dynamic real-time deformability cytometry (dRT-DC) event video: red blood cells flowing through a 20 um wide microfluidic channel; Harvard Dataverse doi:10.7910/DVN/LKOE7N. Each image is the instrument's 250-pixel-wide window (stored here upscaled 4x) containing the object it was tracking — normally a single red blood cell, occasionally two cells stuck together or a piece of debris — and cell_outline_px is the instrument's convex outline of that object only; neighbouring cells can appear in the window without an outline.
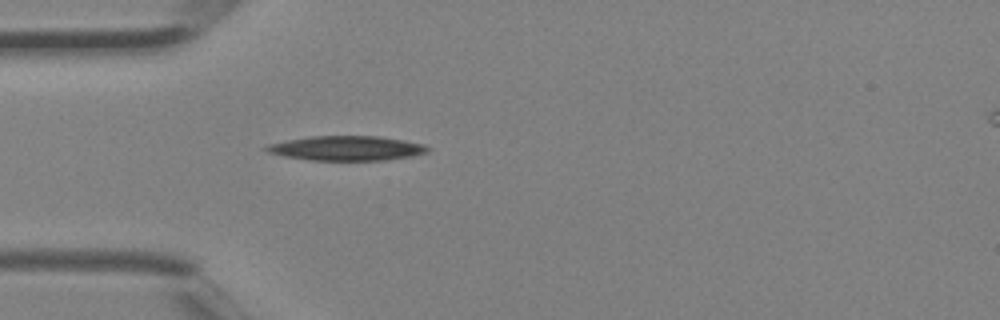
{"species": "Egyptian fruit bat (a non-hibernating species)", "species_latin": "Rousettus aegyptiacus", "temperature_condition": "room temperature", "stored_images_in_passage": 4, "camera_frame_rate_fps": 3000, "um_per_image_px": 0.085, "animal": {"sex": "female"}, "frame": {"image": 1, "passage_image": 4, "time_ms": 1.0, "image_size_px": [1000, 320], "cell_outline_px": [[432, 148], [428, 152], [412, 156], [384, 160], [308, 160], [284, 156], [268, 152], [260, 148], [268, 144], [288, 140], [312, 136], [380, 136], [404, 140], [424, 144]], "centroid_in_image_um": [29.47, 12.6], "position_along_channel_um": 55.5, "area_um2": 23.24}}